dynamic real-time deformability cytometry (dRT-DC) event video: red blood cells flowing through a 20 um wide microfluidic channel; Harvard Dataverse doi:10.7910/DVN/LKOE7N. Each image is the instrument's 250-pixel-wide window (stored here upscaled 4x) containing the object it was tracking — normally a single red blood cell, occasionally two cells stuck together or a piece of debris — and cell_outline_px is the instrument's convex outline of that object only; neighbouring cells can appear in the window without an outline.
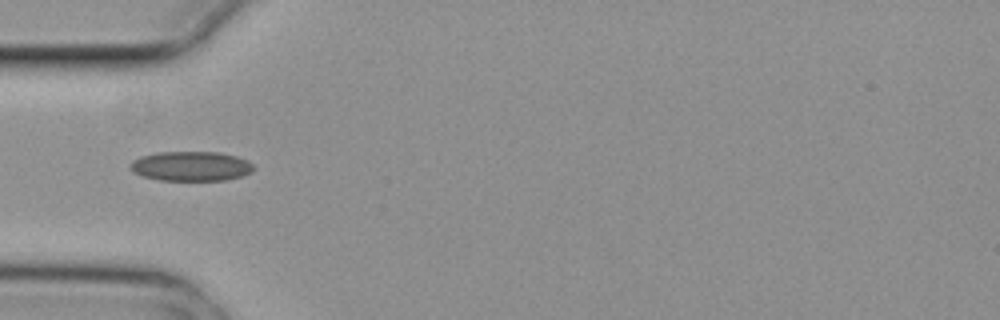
{"species": "common noctule bat (a hibernating species)", "species_latin": "Nyctalus noctula", "temperature_condition": "cold", "stored_images_in_passage": 1, "camera_frame_rate_fps": 3000, "um_per_image_px": 0.085, "animal": {"sex": "female", "body_mass_g": 29.2, "forearm_length_mm": 56.3}, "frame": {"image": 1, "passage_image": 1, "time_ms": 0.0, "image_size_px": [1000, 320], "cell_outline_px": [[256, 168], [252, 172], [240, 176], [224, 180], [160, 180], [140, 176], [132, 172], [128, 168], [128, 164], [132, 160], [140, 156], [156, 152], [220, 152], [236, 156], [248, 160]], "centroid_in_image_um": [16.18, 14.12], "position_along_channel_um": 68.8, "area_um2": 21.62}}